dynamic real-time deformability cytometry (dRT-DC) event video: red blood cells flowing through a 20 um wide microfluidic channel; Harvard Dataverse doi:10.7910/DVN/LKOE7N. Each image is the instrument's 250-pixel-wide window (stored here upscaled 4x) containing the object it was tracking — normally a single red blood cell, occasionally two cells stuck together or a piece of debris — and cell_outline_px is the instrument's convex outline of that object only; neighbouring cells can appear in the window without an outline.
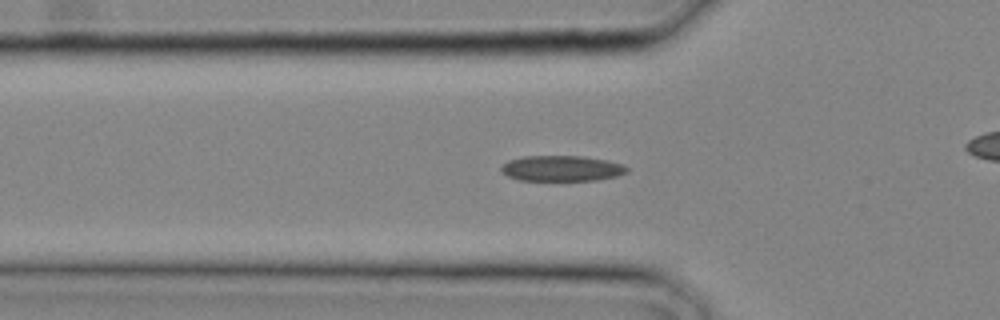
{"species": "common noctule bat (a hibernating species)", "species_latin": "Nyctalus noctula", "temperature_condition": "cold", "stored_images_in_passage": 4, "segment_of_instrument_passage": [1, 2], "camera_frame_rate_fps": 3000, "um_per_image_px": 0.085, "animal": {"sex": "male", "body_mass_g": 20.4}, "frame": {"image": 1, "passage_image": 2, "time_ms": 0.333, "image_size_px": [1000, 320], "cell_outline_px": [[628, 172], [616, 176], [596, 180], [516, 180], [500, 172], [500, 168], [508, 160], [524, 156], [584, 156], [608, 160], [624, 164], [628, 168]], "centroid_in_image_um": [47.74, 14.31], "position_along_channel_um": 78.1, "area_um2": 18.9}}